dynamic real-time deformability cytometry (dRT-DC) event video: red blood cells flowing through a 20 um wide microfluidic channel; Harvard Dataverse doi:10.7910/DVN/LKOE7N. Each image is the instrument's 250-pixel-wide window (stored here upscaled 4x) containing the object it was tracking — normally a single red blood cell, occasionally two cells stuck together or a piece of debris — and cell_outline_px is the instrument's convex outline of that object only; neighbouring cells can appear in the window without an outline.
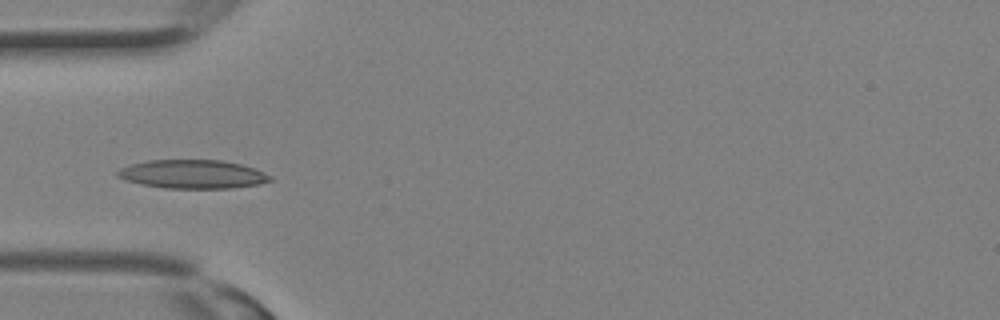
{"species": "Egyptian fruit bat (a non-hibernating species)", "species_latin": "Rousettus aegyptiacus", "temperature_condition": "room temperature", "stored_images_in_passage": 24, "camera_frame_rate_fps": 3000, "um_per_image_px": 0.085, "animal": {"sex": "female"}, "frame": {"image": 1, "passage_image": 2, "time_ms": 0.333, "image_size_px": [1000, 320], "cell_outline_px": [[272, 180], [260, 184], [232, 188], [164, 188], [124, 180], [116, 176], [116, 172], [120, 168], [132, 164], [148, 160], [220, 160], [240, 164], [264, 172], [272, 176]], "centroid_in_image_um": [16.37, 14.81], "position_along_channel_um": 68.6, "area_um2": 25.37}}
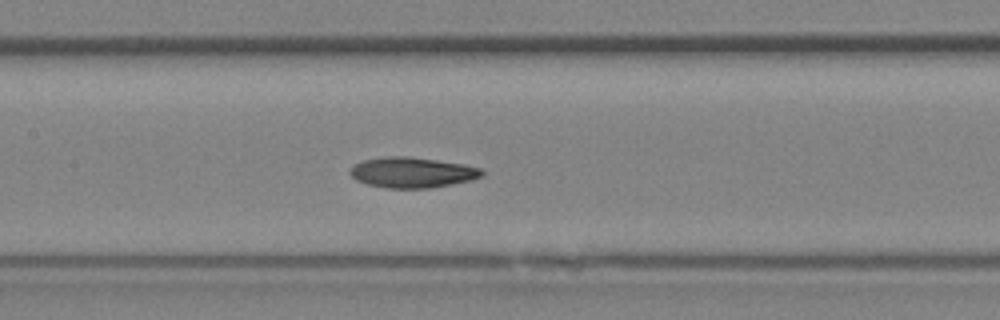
{"frame": {"image": 2, "passage_image": 7, "time_ms": 2.0, "image_size_px": [1000, 320], "cell_outline_px": [[484, 176], [472, 180], [452, 184], [428, 188], [388, 188], [368, 184], [356, 180], [348, 172], [352, 164], [364, 160], [388, 156], [404, 156], [436, 160], [464, 164], [484, 168]], "centroid_in_image_um": [35.06, 14.66], "position_along_channel_um": 172.3, "area_um2": 23.52}}
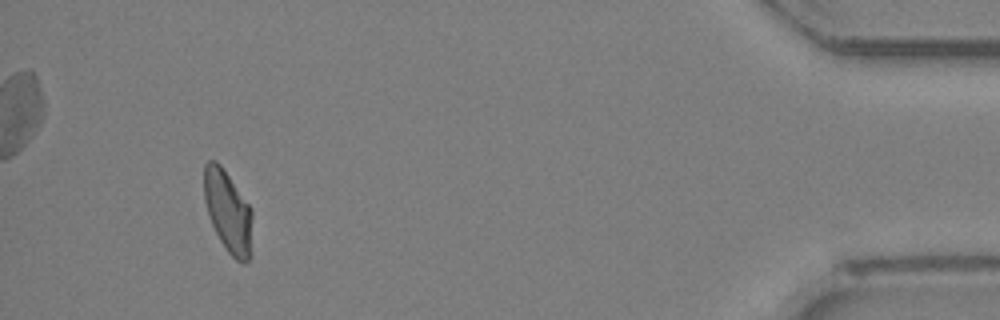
{"frame": {"image": 3, "passage_image": 22, "time_ms": 7.0, "image_size_px": [1000, 320], "cell_outline_px": [[252, 216], [248, 260], [244, 264], [236, 260], [228, 252], [220, 240], [208, 216], [204, 200], [204, 164], [208, 160], [216, 160], [220, 164], [252, 208]], "centroid_in_image_um": [19.35, 17.93], "position_along_channel_um": 415.8, "area_um2": 22.77}}